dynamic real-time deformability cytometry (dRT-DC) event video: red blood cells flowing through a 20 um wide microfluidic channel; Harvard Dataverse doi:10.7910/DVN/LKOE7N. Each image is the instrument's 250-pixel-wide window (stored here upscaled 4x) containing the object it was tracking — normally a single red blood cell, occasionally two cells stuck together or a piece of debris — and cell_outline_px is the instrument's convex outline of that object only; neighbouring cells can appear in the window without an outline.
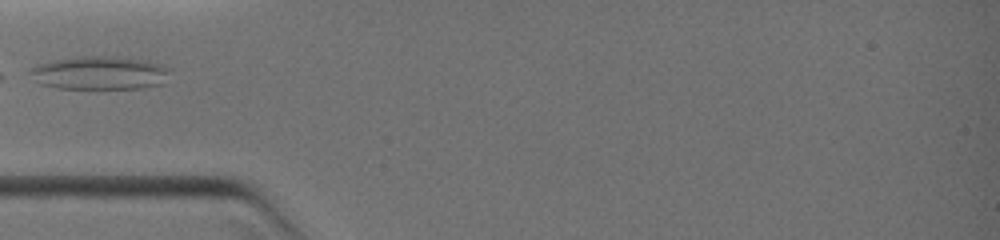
{"species": "common noctule bat (a hibernating species)", "species_latin": "Nyctalus noctula", "temperature_condition": "warm", "stored_images_in_passage": 2, "camera_frame_rate_fps": 3000, "um_per_image_px": 0.085, "animal": {"sex": "female", "body_mass_g": 19.0, "forearm_length_mm": 51.5}, "frame": {"image": 1, "passage_image": 1, "time_ms": 0.0, "image_size_px": [1000, 240], "cell_outline_px": [[168, 72], [164, 84], [140, 88], [60, 88], [40, 84], [28, 72], [28, 68], [40, 64], [56, 60], [84, 56], [116, 56], [144, 60], [164, 64], [168, 68]], "centroid_in_image_um": [8.49, 6.19], "position_along_channel_um": 76.5, "area_um2": 27.05}}